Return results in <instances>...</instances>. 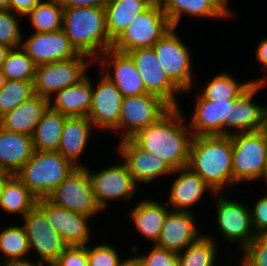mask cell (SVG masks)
I'll list each match as a JSON object with an SVG mask.
<instances>
[{
	"instance_id": "obj_31",
	"label": "cell",
	"mask_w": 267,
	"mask_h": 266,
	"mask_svg": "<svg viewBox=\"0 0 267 266\" xmlns=\"http://www.w3.org/2000/svg\"><path fill=\"white\" fill-rule=\"evenodd\" d=\"M67 117L48 107L32 135L34 150L45 152L57 151L62 135V128Z\"/></svg>"
},
{
	"instance_id": "obj_33",
	"label": "cell",
	"mask_w": 267,
	"mask_h": 266,
	"mask_svg": "<svg viewBox=\"0 0 267 266\" xmlns=\"http://www.w3.org/2000/svg\"><path fill=\"white\" fill-rule=\"evenodd\" d=\"M266 79L245 82L239 84L235 78L227 73L216 75L200 95L203 99L210 101L236 100L244 94L254 83L265 84Z\"/></svg>"
},
{
	"instance_id": "obj_47",
	"label": "cell",
	"mask_w": 267,
	"mask_h": 266,
	"mask_svg": "<svg viewBox=\"0 0 267 266\" xmlns=\"http://www.w3.org/2000/svg\"><path fill=\"white\" fill-rule=\"evenodd\" d=\"M256 53L257 60L267 68V39H264L259 43Z\"/></svg>"
},
{
	"instance_id": "obj_51",
	"label": "cell",
	"mask_w": 267,
	"mask_h": 266,
	"mask_svg": "<svg viewBox=\"0 0 267 266\" xmlns=\"http://www.w3.org/2000/svg\"><path fill=\"white\" fill-rule=\"evenodd\" d=\"M261 131L264 133L267 139V107L263 108L262 126Z\"/></svg>"
},
{
	"instance_id": "obj_53",
	"label": "cell",
	"mask_w": 267,
	"mask_h": 266,
	"mask_svg": "<svg viewBox=\"0 0 267 266\" xmlns=\"http://www.w3.org/2000/svg\"><path fill=\"white\" fill-rule=\"evenodd\" d=\"M0 10H10V0H0Z\"/></svg>"
},
{
	"instance_id": "obj_30",
	"label": "cell",
	"mask_w": 267,
	"mask_h": 266,
	"mask_svg": "<svg viewBox=\"0 0 267 266\" xmlns=\"http://www.w3.org/2000/svg\"><path fill=\"white\" fill-rule=\"evenodd\" d=\"M168 213L167 208L158 202L142 200L133 208L130 217L138 232L156 244Z\"/></svg>"
},
{
	"instance_id": "obj_42",
	"label": "cell",
	"mask_w": 267,
	"mask_h": 266,
	"mask_svg": "<svg viewBox=\"0 0 267 266\" xmlns=\"http://www.w3.org/2000/svg\"><path fill=\"white\" fill-rule=\"evenodd\" d=\"M143 266H178L177 253L154 245L149 255L140 256Z\"/></svg>"
},
{
	"instance_id": "obj_44",
	"label": "cell",
	"mask_w": 267,
	"mask_h": 266,
	"mask_svg": "<svg viewBox=\"0 0 267 266\" xmlns=\"http://www.w3.org/2000/svg\"><path fill=\"white\" fill-rule=\"evenodd\" d=\"M251 223L256 235H267V196L259 199L251 210Z\"/></svg>"
},
{
	"instance_id": "obj_57",
	"label": "cell",
	"mask_w": 267,
	"mask_h": 266,
	"mask_svg": "<svg viewBox=\"0 0 267 266\" xmlns=\"http://www.w3.org/2000/svg\"><path fill=\"white\" fill-rule=\"evenodd\" d=\"M240 266H250L249 264H247L244 260L242 261V264Z\"/></svg>"
},
{
	"instance_id": "obj_20",
	"label": "cell",
	"mask_w": 267,
	"mask_h": 266,
	"mask_svg": "<svg viewBox=\"0 0 267 266\" xmlns=\"http://www.w3.org/2000/svg\"><path fill=\"white\" fill-rule=\"evenodd\" d=\"M101 56L102 64L112 66L114 69V74L109 70L105 71L106 77L116 85L123 97L147 93L136 64L128 53L110 48Z\"/></svg>"
},
{
	"instance_id": "obj_4",
	"label": "cell",
	"mask_w": 267,
	"mask_h": 266,
	"mask_svg": "<svg viewBox=\"0 0 267 266\" xmlns=\"http://www.w3.org/2000/svg\"><path fill=\"white\" fill-rule=\"evenodd\" d=\"M77 168L57 151L34 150L15 176L40 199L47 198Z\"/></svg>"
},
{
	"instance_id": "obj_11",
	"label": "cell",
	"mask_w": 267,
	"mask_h": 266,
	"mask_svg": "<svg viewBox=\"0 0 267 266\" xmlns=\"http://www.w3.org/2000/svg\"><path fill=\"white\" fill-rule=\"evenodd\" d=\"M23 218L29 248L37 251L40 256L39 262L52 266L67 247L62 236L51 227L45 214L37 205Z\"/></svg>"
},
{
	"instance_id": "obj_41",
	"label": "cell",
	"mask_w": 267,
	"mask_h": 266,
	"mask_svg": "<svg viewBox=\"0 0 267 266\" xmlns=\"http://www.w3.org/2000/svg\"><path fill=\"white\" fill-rule=\"evenodd\" d=\"M244 261L250 266H267V235H256L243 249Z\"/></svg>"
},
{
	"instance_id": "obj_13",
	"label": "cell",
	"mask_w": 267,
	"mask_h": 266,
	"mask_svg": "<svg viewBox=\"0 0 267 266\" xmlns=\"http://www.w3.org/2000/svg\"><path fill=\"white\" fill-rule=\"evenodd\" d=\"M37 206L51 227L62 236L66 246H86L90 237L87 224L90 217L56 206L47 198L38 199Z\"/></svg>"
},
{
	"instance_id": "obj_56",
	"label": "cell",
	"mask_w": 267,
	"mask_h": 266,
	"mask_svg": "<svg viewBox=\"0 0 267 266\" xmlns=\"http://www.w3.org/2000/svg\"><path fill=\"white\" fill-rule=\"evenodd\" d=\"M263 177L266 178V181H267V158H266V169H265Z\"/></svg>"
},
{
	"instance_id": "obj_46",
	"label": "cell",
	"mask_w": 267,
	"mask_h": 266,
	"mask_svg": "<svg viewBox=\"0 0 267 266\" xmlns=\"http://www.w3.org/2000/svg\"><path fill=\"white\" fill-rule=\"evenodd\" d=\"M64 8L100 7L105 8L109 0H58Z\"/></svg>"
},
{
	"instance_id": "obj_48",
	"label": "cell",
	"mask_w": 267,
	"mask_h": 266,
	"mask_svg": "<svg viewBox=\"0 0 267 266\" xmlns=\"http://www.w3.org/2000/svg\"><path fill=\"white\" fill-rule=\"evenodd\" d=\"M119 266H143L139 256L130 257L129 259L122 260Z\"/></svg>"
},
{
	"instance_id": "obj_6",
	"label": "cell",
	"mask_w": 267,
	"mask_h": 266,
	"mask_svg": "<svg viewBox=\"0 0 267 266\" xmlns=\"http://www.w3.org/2000/svg\"><path fill=\"white\" fill-rule=\"evenodd\" d=\"M232 141L233 183L264 176L267 139L260 131L230 134Z\"/></svg>"
},
{
	"instance_id": "obj_45",
	"label": "cell",
	"mask_w": 267,
	"mask_h": 266,
	"mask_svg": "<svg viewBox=\"0 0 267 266\" xmlns=\"http://www.w3.org/2000/svg\"><path fill=\"white\" fill-rule=\"evenodd\" d=\"M42 0H10V11L19 15H27Z\"/></svg>"
},
{
	"instance_id": "obj_32",
	"label": "cell",
	"mask_w": 267,
	"mask_h": 266,
	"mask_svg": "<svg viewBox=\"0 0 267 266\" xmlns=\"http://www.w3.org/2000/svg\"><path fill=\"white\" fill-rule=\"evenodd\" d=\"M37 197L15 176L11 175L2 189L0 208L24 217L37 205Z\"/></svg>"
},
{
	"instance_id": "obj_15",
	"label": "cell",
	"mask_w": 267,
	"mask_h": 266,
	"mask_svg": "<svg viewBox=\"0 0 267 266\" xmlns=\"http://www.w3.org/2000/svg\"><path fill=\"white\" fill-rule=\"evenodd\" d=\"M190 130L193 136L230 135L231 112L235 100L210 101L200 95L196 102ZM227 129V130H226Z\"/></svg>"
},
{
	"instance_id": "obj_19",
	"label": "cell",
	"mask_w": 267,
	"mask_h": 266,
	"mask_svg": "<svg viewBox=\"0 0 267 266\" xmlns=\"http://www.w3.org/2000/svg\"><path fill=\"white\" fill-rule=\"evenodd\" d=\"M120 141L119 152L136 183H148L158 176L173 173L160 156L143 150L131 138Z\"/></svg>"
},
{
	"instance_id": "obj_23",
	"label": "cell",
	"mask_w": 267,
	"mask_h": 266,
	"mask_svg": "<svg viewBox=\"0 0 267 266\" xmlns=\"http://www.w3.org/2000/svg\"><path fill=\"white\" fill-rule=\"evenodd\" d=\"M49 100L34 94L28 100L0 117V127L7 131L32 136Z\"/></svg>"
},
{
	"instance_id": "obj_29",
	"label": "cell",
	"mask_w": 267,
	"mask_h": 266,
	"mask_svg": "<svg viewBox=\"0 0 267 266\" xmlns=\"http://www.w3.org/2000/svg\"><path fill=\"white\" fill-rule=\"evenodd\" d=\"M164 14L176 28L182 14L198 17H226L229 14L214 0H159Z\"/></svg>"
},
{
	"instance_id": "obj_54",
	"label": "cell",
	"mask_w": 267,
	"mask_h": 266,
	"mask_svg": "<svg viewBox=\"0 0 267 266\" xmlns=\"http://www.w3.org/2000/svg\"><path fill=\"white\" fill-rule=\"evenodd\" d=\"M216 3H218L229 15H230V11L227 8L226 3L228 2V0H214Z\"/></svg>"
},
{
	"instance_id": "obj_37",
	"label": "cell",
	"mask_w": 267,
	"mask_h": 266,
	"mask_svg": "<svg viewBox=\"0 0 267 266\" xmlns=\"http://www.w3.org/2000/svg\"><path fill=\"white\" fill-rule=\"evenodd\" d=\"M9 51L2 65V73L7 80L34 81L37 65L21 48Z\"/></svg>"
},
{
	"instance_id": "obj_28",
	"label": "cell",
	"mask_w": 267,
	"mask_h": 266,
	"mask_svg": "<svg viewBox=\"0 0 267 266\" xmlns=\"http://www.w3.org/2000/svg\"><path fill=\"white\" fill-rule=\"evenodd\" d=\"M263 83H254L244 94L235 100L231 112V128L239 132L260 131L262 126L263 107L251 101Z\"/></svg>"
},
{
	"instance_id": "obj_49",
	"label": "cell",
	"mask_w": 267,
	"mask_h": 266,
	"mask_svg": "<svg viewBox=\"0 0 267 266\" xmlns=\"http://www.w3.org/2000/svg\"><path fill=\"white\" fill-rule=\"evenodd\" d=\"M10 50H11V48L0 44V69L2 68V65H3V63L6 59V56Z\"/></svg>"
},
{
	"instance_id": "obj_9",
	"label": "cell",
	"mask_w": 267,
	"mask_h": 266,
	"mask_svg": "<svg viewBox=\"0 0 267 266\" xmlns=\"http://www.w3.org/2000/svg\"><path fill=\"white\" fill-rule=\"evenodd\" d=\"M172 107L160 97L145 93L122 99L119 126L125 128L121 140L132 138L140 130L157 122Z\"/></svg>"
},
{
	"instance_id": "obj_39",
	"label": "cell",
	"mask_w": 267,
	"mask_h": 266,
	"mask_svg": "<svg viewBox=\"0 0 267 266\" xmlns=\"http://www.w3.org/2000/svg\"><path fill=\"white\" fill-rule=\"evenodd\" d=\"M18 20L10 10H0V44L11 49L21 46Z\"/></svg>"
},
{
	"instance_id": "obj_16",
	"label": "cell",
	"mask_w": 267,
	"mask_h": 266,
	"mask_svg": "<svg viewBox=\"0 0 267 266\" xmlns=\"http://www.w3.org/2000/svg\"><path fill=\"white\" fill-rule=\"evenodd\" d=\"M21 47L37 66L67 60L79 54L62 29L34 32L22 41Z\"/></svg>"
},
{
	"instance_id": "obj_18",
	"label": "cell",
	"mask_w": 267,
	"mask_h": 266,
	"mask_svg": "<svg viewBox=\"0 0 267 266\" xmlns=\"http://www.w3.org/2000/svg\"><path fill=\"white\" fill-rule=\"evenodd\" d=\"M217 220L224 237L240 240L244 249L256 236L251 223V210L223 196L217 198Z\"/></svg>"
},
{
	"instance_id": "obj_14",
	"label": "cell",
	"mask_w": 267,
	"mask_h": 266,
	"mask_svg": "<svg viewBox=\"0 0 267 266\" xmlns=\"http://www.w3.org/2000/svg\"><path fill=\"white\" fill-rule=\"evenodd\" d=\"M127 53L136 64L146 92L160 97L171 107H178L175 94L181 91L165 75L153 48H139Z\"/></svg>"
},
{
	"instance_id": "obj_22",
	"label": "cell",
	"mask_w": 267,
	"mask_h": 266,
	"mask_svg": "<svg viewBox=\"0 0 267 266\" xmlns=\"http://www.w3.org/2000/svg\"><path fill=\"white\" fill-rule=\"evenodd\" d=\"M33 152L32 136L0 127V172L15 175Z\"/></svg>"
},
{
	"instance_id": "obj_26",
	"label": "cell",
	"mask_w": 267,
	"mask_h": 266,
	"mask_svg": "<svg viewBox=\"0 0 267 266\" xmlns=\"http://www.w3.org/2000/svg\"><path fill=\"white\" fill-rule=\"evenodd\" d=\"M93 87L89 78L56 92L55 101H49V107L68 117H87L92 102Z\"/></svg>"
},
{
	"instance_id": "obj_40",
	"label": "cell",
	"mask_w": 267,
	"mask_h": 266,
	"mask_svg": "<svg viewBox=\"0 0 267 266\" xmlns=\"http://www.w3.org/2000/svg\"><path fill=\"white\" fill-rule=\"evenodd\" d=\"M87 259L89 266H119L122 261L117 251L107 244L87 248Z\"/></svg>"
},
{
	"instance_id": "obj_50",
	"label": "cell",
	"mask_w": 267,
	"mask_h": 266,
	"mask_svg": "<svg viewBox=\"0 0 267 266\" xmlns=\"http://www.w3.org/2000/svg\"><path fill=\"white\" fill-rule=\"evenodd\" d=\"M43 264L44 263L38 261V265H36L35 263H32L29 260H26V261L10 263L5 266H42Z\"/></svg>"
},
{
	"instance_id": "obj_38",
	"label": "cell",
	"mask_w": 267,
	"mask_h": 266,
	"mask_svg": "<svg viewBox=\"0 0 267 266\" xmlns=\"http://www.w3.org/2000/svg\"><path fill=\"white\" fill-rule=\"evenodd\" d=\"M34 81L7 80L0 90V117L34 95Z\"/></svg>"
},
{
	"instance_id": "obj_3",
	"label": "cell",
	"mask_w": 267,
	"mask_h": 266,
	"mask_svg": "<svg viewBox=\"0 0 267 266\" xmlns=\"http://www.w3.org/2000/svg\"><path fill=\"white\" fill-rule=\"evenodd\" d=\"M62 30L78 53L99 60L100 53L112 48L106 27L105 8L71 7L63 9Z\"/></svg>"
},
{
	"instance_id": "obj_27",
	"label": "cell",
	"mask_w": 267,
	"mask_h": 266,
	"mask_svg": "<svg viewBox=\"0 0 267 266\" xmlns=\"http://www.w3.org/2000/svg\"><path fill=\"white\" fill-rule=\"evenodd\" d=\"M155 0H109L105 7L106 27L114 42Z\"/></svg>"
},
{
	"instance_id": "obj_43",
	"label": "cell",
	"mask_w": 267,
	"mask_h": 266,
	"mask_svg": "<svg viewBox=\"0 0 267 266\" xmlns=\"http://www.w3.org/2000/svg\"><path fill=\"white\" fill-rule=\"evenodd\" d=\"M52 266H89L86 246H67Z\"/></svg>"
},
{
	"instance_id": "obj_7",
	"label": "cell",
	"mask_w": 267,
	"mask_h": 266,
	"mask_svg": "<svg viewBox=\"0 0 267 266\" xmlns=\"http://www.w3.org/2000/svg\"><path fill=\"white\" fill-rule=\"evenodd\" d=\"M176 28L168 32L152 47L168 79L181 91L192 86V70L188 47L175 35Z\"/></svg>"
},
{
	"instance_id": "obj_24",
	"label": "cell",
	"mask_w": 267,
	"mask_h": 266,
	"mask_svg": "<svg viewBox=\"0 0 267 266\" xmlns=\"http://www.w3.org/2000/svg\"><path fill=\"white\" fill-rule=\"evenodd\" d=\"M175 172L180 173V175L174 180L168 198L169 204L174 207V211L187 212V209L191 207L192 204L196 203L206 190L210 189L212 193L216 194L210 186L188 166L173 170V173Z\"/></svg>"
},
{
	"instance_id": "obj_52",
	"label": "cell",
	"mask_w": 267,
	"mask_h": 266,
	"mask_svg": "<svg viewBox=\"0 0 267 266\" xmlns=\"http://www.w3.org/2000/svg\"><path fill=\"white\" fill-rule=\"evenodd\" d=\"M11 175L5 172H0V197L2 193L3 186L5 184V181L10 177Z\"/></svg>"
},
{
	"instance_id": "obj_1",
	"label": "cell",
	"mask_w": 267,
	"mask_h": 266,
	"mask_svg": "<svg viewBox=\"0 0 267 266\" xmlns=\"http://www.w3.org/2000/svg\"><path fill=\"white\" fill-rule=\"evenodd\" d=\"M183 121L179 107H172L131 139L143 150L160 156L172 170L187 167L193 134Z\"/></svg>"
},
{
	"instance_id": "obj_35",
	"label": "cell",
	"mask_w": 267,
	"mask_h": 266,
	"mask_svg": "<svg viewBox=\"0 0 267 266\" xmlns=\"http://www.w3.org/2000/svg\"><path fill=\"white\" fill-rule=\"evenodd\" d=\"M63 9L58 0L41 1L27 15L31 18L35 32H52L62 29Z\"/></svg>"
},
{
	"instance_id": "obj_55",
	"label": "cell",
	"mask_w": 267,
	"mask_h": 266,
	"mask_svg": "<svg viewBox=\"0 0 267 266\" xmlns=\"http://www.w3.org/2000/svg\"><path fill=\"white\" fill-rule=\"evenodd\" d=\"M7 79L5 75L2 73V70L0 69V90L4 87Z\"/></svg>"
},
{
	"instance_id": "obj_2",
	"label": "cell",
	"mask_w": 267,
	"mask_h": 266,
	"mask_svg": "<svg viewBox=\"0 0 267 266\" xmlns=\"http://www.w3.org/2000/svg\"><path fill=\"white\" fill-rule=\"evenodd\" d=\"M188 167L215 192L233 183L230 135L193 136Z\"/></svg>"
},
{
	"instance_id": "obj_12",
	"label": "cell",
	"mask_w": 267,
	"mask_h": 266,
	"mask_svg": "<svg viewBox=\"0 0 267 266\" xmlns=\"http://www.w3.org/2000/svg\"><path fill=\"white\" fill-rule=\"evenodd\" d=\"M84 168L91 179L95 199L102 209L106 207L107 200L118 198L128 200L135 194L137 183L125 162L93 174L87 167L84 166Z\"/></svg>"
},
{
	"instance_id": "obj_8",
	"label": "cell",
	"mask_w": 267,
	"mask_h": 266,
	"mask_svg": "<svg viewBox=\"0 0 267 266\" xmlns=\"http://www.w3.org/2000/svg\"><path fill=\"white\" fill-rule=\"evenodd\" d=\"M85 57L88 56L79 53L67 60L38 65L33 82L34 94L51 101L53 93L79 83L86 77L84 71L88 63H85Z\"/></svg>"
},
{
	"instance_id": "obj_36",
	"label": "cell",
	"mask_w": 267,
	"mask_h": 266,
	"mask_svg": "<svg viewBox=\"0 0 267 266\" xmlns=\"http://www.w3.org/2000/svg\"><path fill=\"white\" fill-rule=\"evenodd\" d=\"M0 250L8 257L5 265L29 260L21 259L30 250L24 226H12L0 232Z\"/></svg>"
},
{
	"instance_id": "obj_34",
	"label": "cell",
	"mask_w": 267,
	"mask_h": 266,
	"mask_svg": "<svg viewBox=\"0 0 267 266\" xmlns=\"http://www.w3.org/2000/svg\"><path fill=\"white\" fill-rule=\"evenodd\" d=\"M216 252L213 239L201 235L196 242L187 246L184 251L177 253L178 266H214Z\"/></svg>"
},
{
	"instance_id": "obj_21",
	"label": "cell",
	"mask_w": 267,
	"mask_h": 266,
	"mask_svg": "<svg viewBox=\"0 0 267 266\" xmlns=\"http://www.w3.org/2000/svg\"><path fill=\"white\" fill-rule=\"evenodd\" d=\"M193 215L187 211L168 213L156 246L179 253L201 236Z\"/></svg>"
},
{
	"instance_id": "obj_5",
	"label": "cell",
	"mask_w": 267,
	"mask_h": 266,
	"mask_svg": "<svg viewBox=\"0 0 267 266\" xmlns=\"http://www.w3.org/2000/svg\"><path fill=\"white\" fill-rule=\"evenodd\" d=\"M159 0H155L113 42L112 48L129 52L139 48H152L171 28Z\"/></svg>"
},
{
	"instance_id": "obj_17",
	"label": "cell",
	"mask_w": 267,
	"mask_h": 266,
	"mask_svg": "<svg viewBox=\"0 0 267 266\" xmlns=\"http://www.w3.org/2000/svg\"><path fill=\"white\" fill-rule=\"evenodd\" d=\"M122 99V93L104 74L97 89L93 88L88 119L96 127L115 130L119 126Z\"/></svg>"
},
{
	"instance_id": "obj_10",
	"label": "cell",
	"mask_w": 267,
	"mask_h": 266,
	"mask_svg": "<svg viewBox=\"0 0 267 266\" xmlns=\"http://www.w3.org/2000/svg\"><path fill=\"white\" fill-rule=\"evenodd\" d=\"M56 206L91 217L102 208L98 205L91 179L84 167H78L47 197Z\"/></svg>"
},
{
	"instance_id": "obj_25",
	"label": "cell",
	"mask_w": 267,
	"mask_h": 266,
	"mask_svg": "<svg viewBox=\"0 0 267 266\" xmlns=\"http://www.w3.org/2000/svg\"><path fill=\"white\" fill-rule=\"evenodd\" d=\"M91 125L93 126L88 117L71 116L64 122L57 152L76 167H84L77 162L85 150L92 129Z\"/></svg>"
}]
</instances>
